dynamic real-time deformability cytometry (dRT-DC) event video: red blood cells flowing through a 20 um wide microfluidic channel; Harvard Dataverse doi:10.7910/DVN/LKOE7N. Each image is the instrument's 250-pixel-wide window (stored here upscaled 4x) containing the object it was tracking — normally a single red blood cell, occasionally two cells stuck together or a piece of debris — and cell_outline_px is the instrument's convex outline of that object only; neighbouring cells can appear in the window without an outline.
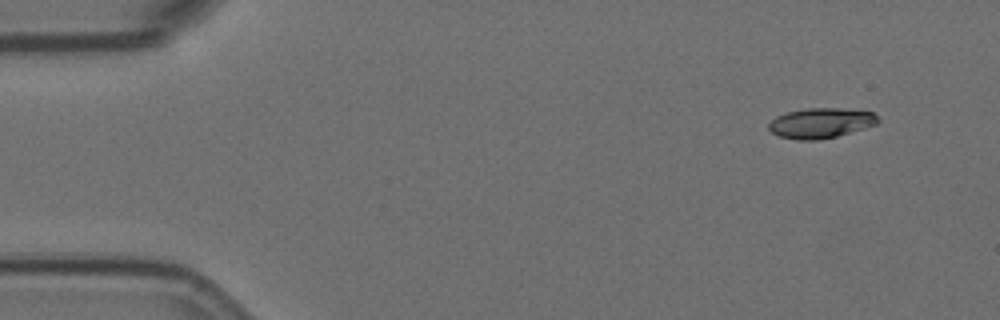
{"species": "Egyptian fruit bat (a non-hibernating species)", "species_latin": "Rousettus aegyptiacus", "temperature_condition": "room temperature", "stored_images_in_passage": 4, "camera_frame_rate_fps": 3000, "um_per_image_px": 0.085, "animal": {"sex": "female"}, "frame": {"image": 1, "passage_image": 1, "time_ms": 0.0, "image_size_px": [1000, 320], "cell_outline_px": [[880, 120], [876, 124], [864, 128], [836, 136], [816, 140], [796, 140], [780, 136], [772, 132], [768, 128], [768, 124], [776, 116], [788, 112], [808, 108], [840, 108], [872, 112]], "centroid_in_image_um": [69.75, 10.46], "position_along_channel_um": 15.3, "area_um2": 18.96}}
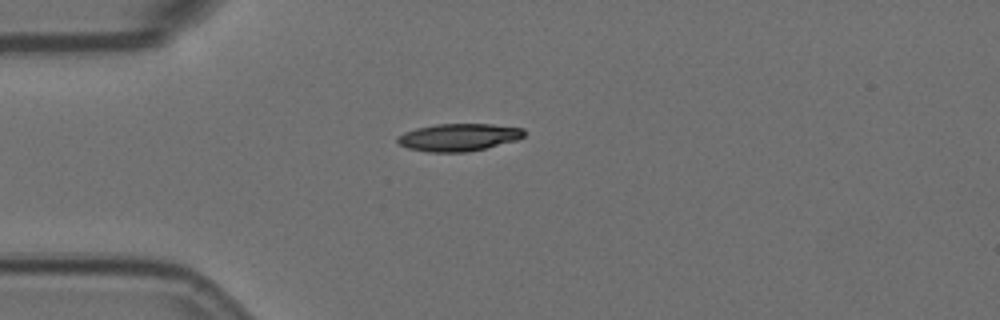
{"frame": {"image": 2, "passage_image": 3, "time_ms": 0.667, "image_size_px": [1000, 320], "cell_outline_px": [[524, 136], [516, 140], [468, 152], [428, 152], [408, 148], [400, 144], [396, 140], [396, 136], [404, 132], [416, 128], [436, 124], [492, 124], [524, 128]], "centroid_in_image_um": [38.96, 11.66], "position_along_channel_um": 46.0, "area_um2": 20.23}}